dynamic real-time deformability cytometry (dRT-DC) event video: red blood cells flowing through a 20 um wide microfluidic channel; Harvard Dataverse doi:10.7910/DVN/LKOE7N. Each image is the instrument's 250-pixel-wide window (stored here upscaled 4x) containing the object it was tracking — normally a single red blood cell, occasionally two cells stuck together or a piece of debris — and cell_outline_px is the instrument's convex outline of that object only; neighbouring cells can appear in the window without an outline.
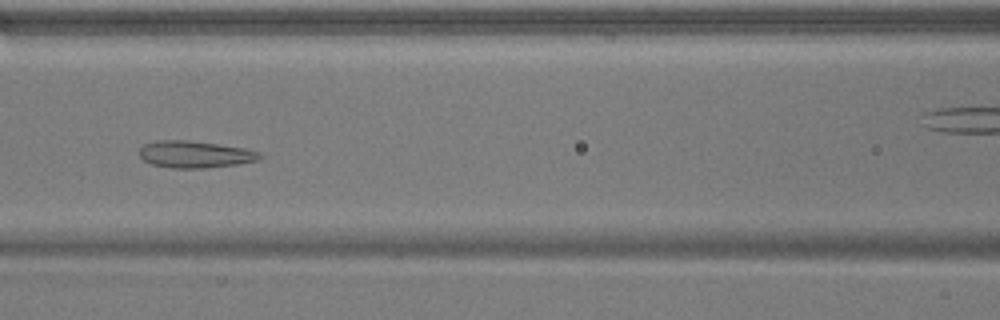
{"species": "common noctule bat (a hibernating species)", "species_latin": "Nyctalus noctula", "temperature_condition": "warm", "stored_images_in_passage": 54, "camera_frame_rate_fps": 3000, "um_per_image_px": 0.085, "animal": {"sex": "male", "body_mass_g": 17.9}, "frame": {"image": 1, "passage_image": 24, "time_ms": 7.667, "image_size_px": [1000, 320], "cell_outline_px": [[264, 156], [256, 160], [236, 164], [204, 168], [172, 168], [152, 164], [144, 160], [140, 156], [140, 148], [144, 144], [156, 140], [188, 140], [248, 148], [260, 152]], "centroid_in_image_um": [16.59, 13.11], "position_along_channel_um": 150.0, "area_um2": 18.9}}
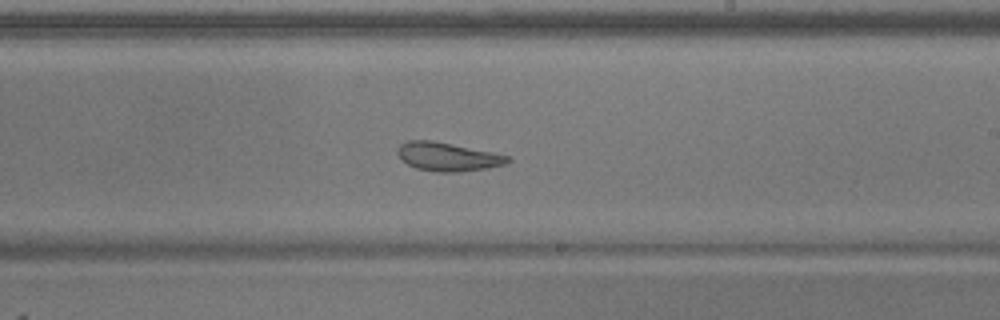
{"frame": {"image": 2, "passage_image": 32, "time_ms": 10.333, "image_size_px": [1000, 320], "cell_outline_px": [[512, 160], [504, 164], [488, 168], [460, 172], [436, 172], [416, 168], [400, 160], [396, 152], [396, 148], [400, 144], [408, 140], [432, 140], [512, 156]], "centroid_in_image_um": [38.03, 13.32], "position_along_channel_um": 251.0, "area_um2": 18.55}}
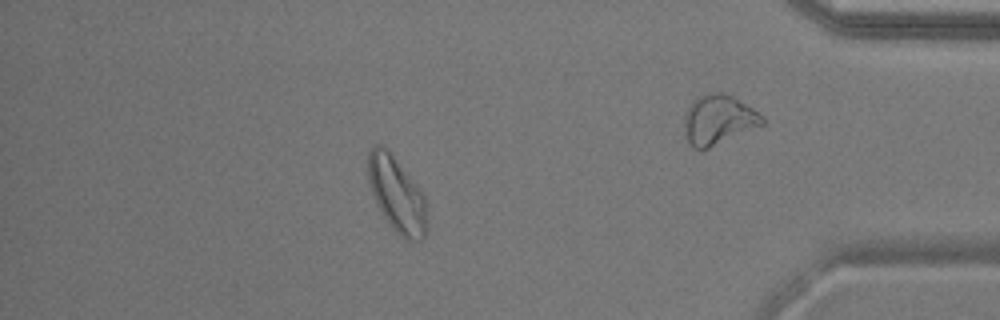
{"frame": {"image": 3, "passage_image": 47, "time_ms": 15.333, "image_size_px": [1000, 320], "cell_outline_px": [[428, 228], [424, 236], [420, 240], [408, 240], [396, 232], [388, 224], [372, 192], [368, 180], [368, 152], [372, 144], [384, 144], [424, 192], [428, 220]], "centroid_in_image_um": [33.75, 16.49], "position_along_channel_um": 401.4, "area_um2": 26.18}}